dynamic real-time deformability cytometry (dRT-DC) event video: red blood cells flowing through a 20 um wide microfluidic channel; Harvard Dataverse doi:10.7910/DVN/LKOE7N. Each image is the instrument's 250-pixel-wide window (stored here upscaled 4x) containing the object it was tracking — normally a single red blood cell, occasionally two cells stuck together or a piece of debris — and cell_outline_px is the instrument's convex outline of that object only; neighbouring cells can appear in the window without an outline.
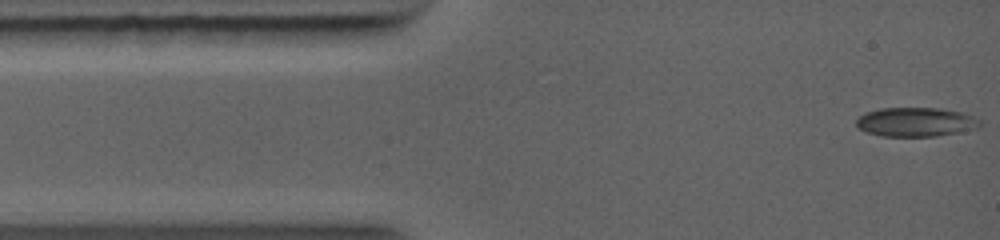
{"species": "common noctule bat (a hibernating species)", "species_latin": "Nyctalus noctula", "temperature_condition": "warm", "stored_images_in_passage": 44, "camera_frame_rate_fps": 5000, "um_per_image_px": 0.085, "animal": {"sex": "female", "body_mass_g": 19.0, "forearm_length_mm": 56.7}, "frame": {"image": 1, "passage_image": 1, "time_ms": 0.0, "image_size_px": [1000, 240], "cell_outline_px": [[980, 124], [976, 128], [936, 136], [880, 136], [864, 132], [856, 128], [856, 120], [864, 112], [880, 108], [936, 108], [960, 112], [972, 116], [980, 120]], "centroid_in_image_um": [77.75, 10.37], "position_along_channel_um": 7.3, "area_um2": 20.92}}
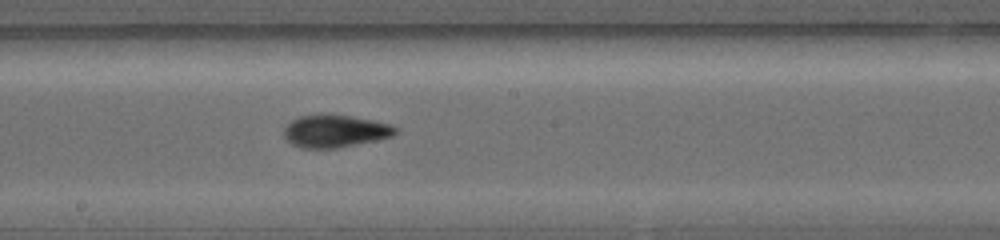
{"frame": {"image": 2, "passage_image": 19, "time_ms": 5.8, "image_size_px": [1000, 240], "cell_outline_px": [[400, 128], [392, 136], [376, 140], [340, 148], [300, 148], [292, 144], [284, 136], [284, 128], [292, 120], [300, 116], [320, 112], [352, 116], [392, 124]], "centroid_in_image_um": [28.49, 11.12], "position_along_channel_um": 219.7, "area_um2": 21.56}}
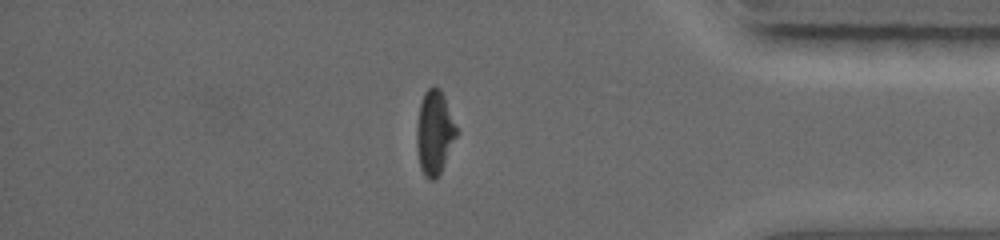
{"frame": {"image": 3, "passage_image": 38, "time_ms": 10.0, "image_size_px": [1000, 240], "cell_outline_px": [[460, 132], [436, 180], [428, 180], [424, 176], [420, 168], [416, 144], [416, 128], [420, 104], [424, 92], [432, 84], [440, 88], [444, 96]], "centroid_in_image_um": [36.95, 11.26], "position_along_channel_um": 398.3, "area_um2": 20.0}}